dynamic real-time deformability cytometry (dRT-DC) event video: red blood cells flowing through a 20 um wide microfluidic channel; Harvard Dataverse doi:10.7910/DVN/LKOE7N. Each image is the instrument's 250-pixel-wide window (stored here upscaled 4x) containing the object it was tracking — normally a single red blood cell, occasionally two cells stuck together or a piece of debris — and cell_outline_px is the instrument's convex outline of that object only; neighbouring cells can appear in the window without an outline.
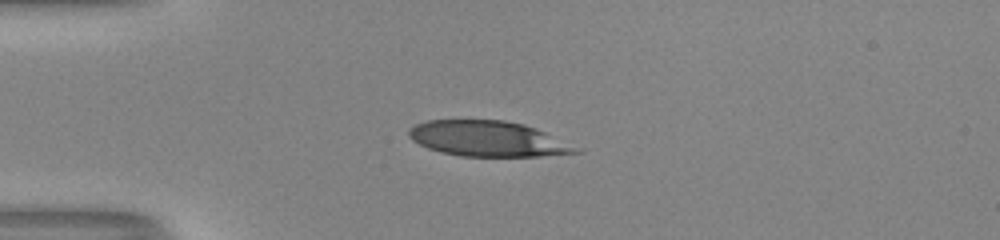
{"species": "human", "species_latin": "Homo sapiens", "temperature_condition": "room temperature", "stored_images_in_passage": 39, "camera_frame_rate_fps": 3000, "um_per_image_px": 0.085, "donor": {"sex": "male"}, "frame": {"image": 1, "passage_image": 1, "time_ms": 0.0, "image_size_px": [1000, 240], "cell_outline_px": [[584, 152], [540, 156], [460, 156], [440, 152], [428, 148], [412, 140], [408, 136], [408, 128], [424, 120], [504, 120], [524, 124], [536, 128], [584, 148]], "centroid_in_image_um": [41.52, 11.79], "position_along_channel_um": 43.5, "area_um2": 34.91}}
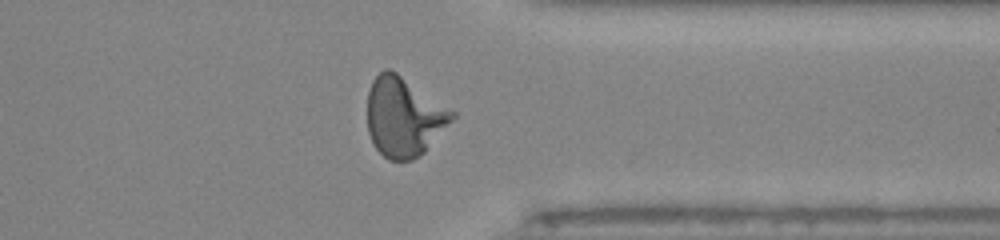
{"frame": {"image": 2, "passage_image": 28, "time_ms": 9.0, "image_size_px": [1000, 240], "cell_outline_px": [[456, 116], [424, 152], [420, 156], [412, 160], [388, 160], [372, 144], [368, 132], [368, 92], [372, 80], [384, 68], [388, 68], [396, 72], [456, 112]], "centroid_in_image_um": [34.32, 9.94], "position_along_channel_um": 377.1, "area_um2": 39.07}}
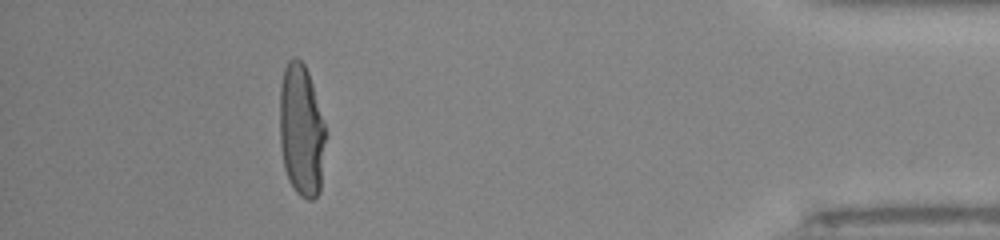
{"frame": {"image": 3, "passage_image": 34, "time_ms": 11.0, "image_size_px": [1000, 240], "cell_outline_px": [[328, 136], [320, 192], [312, 200], [308, 200], [300, 196], [296, 192], [288, 180], [284, 168], [280, 144], [280, 88], [284, 68], [288, 60], [292, 56], [296, 56], [304, 64], [308, 72], [312, 84]], "centroid_in_image_um": [25.64, 11.12], "position_along_channel_um": 409.6, "area_um2": 36.13}, "authors_computed_cell_mechanics": {"area_um2": 36.8186, "velocity_mm_per_s": 4.0718, "shape_relaxation_time_tau1_ms": 4.6264, "shape_relaxation_time_tau2_ms": null, "deformation_change_tau1": 0.2188, "deformation_change_tau2": null}}